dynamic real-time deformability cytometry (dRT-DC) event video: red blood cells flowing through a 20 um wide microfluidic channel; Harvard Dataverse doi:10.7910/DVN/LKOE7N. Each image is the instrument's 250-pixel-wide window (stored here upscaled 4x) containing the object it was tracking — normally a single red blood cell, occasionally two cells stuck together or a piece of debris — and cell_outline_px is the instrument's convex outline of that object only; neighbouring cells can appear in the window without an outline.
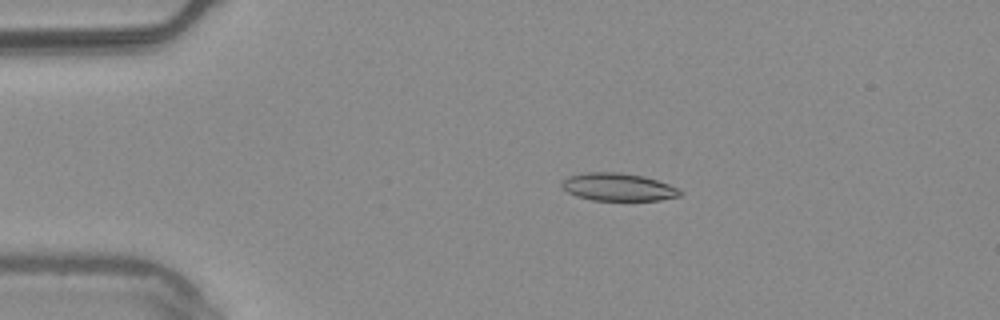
{"species": "common noctule bat (a hibernating species)", "species_latin": "Nyctalus noctula", "temperature_condition": "warm", "stored_images_in_passage": 46, "camera_frame_rate_fps": 3000, "um_per_image_px": 0.085, "animal": {"sex": "male", "body_mass_g": 20.4}, "frame": {"image": 1, "passage_image": 3, "time_ms": 0.667, "image_size_px": [1000, 320], "cell_outline_px": [[684, 192], [680, 196], [660, 200], [592, 200], [576, 196], [568, 192], [560, 184], [568, 176], [584, 172], [620, 172], [644, 176], [668, 184]], "centroid_in_image_um": [52.53, 15.89], "position_along_channel_um": 32.5, "area_um2": 19.07}}
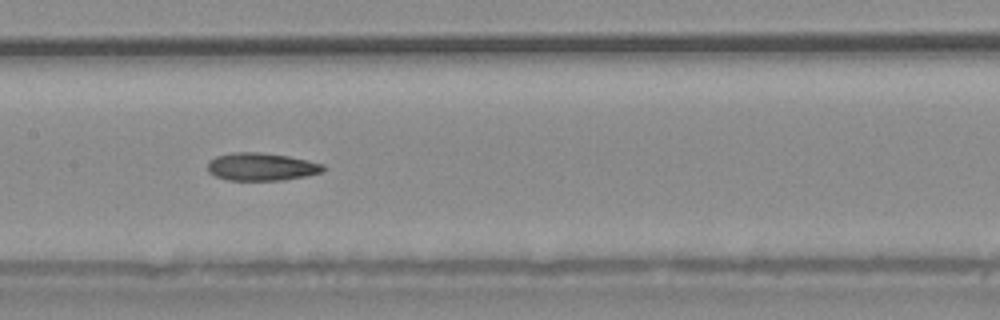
{"frame": {"image": 2, "passage_image": 19, "time_ms": 6.0, "image_size_px": [1000, 320], "cell_outline_px": [[324, 172], [308, 176], [284, 180], [228, 180], [216, 176], [208, 172], [208, 160], [216, 156], [232, 152], [260, 152], [288, 156], [324, 164]], "centroid_in_image_um": [22.22, 14.17], "position_along_channel_um": 185.2, "area_um2": 18.84}}
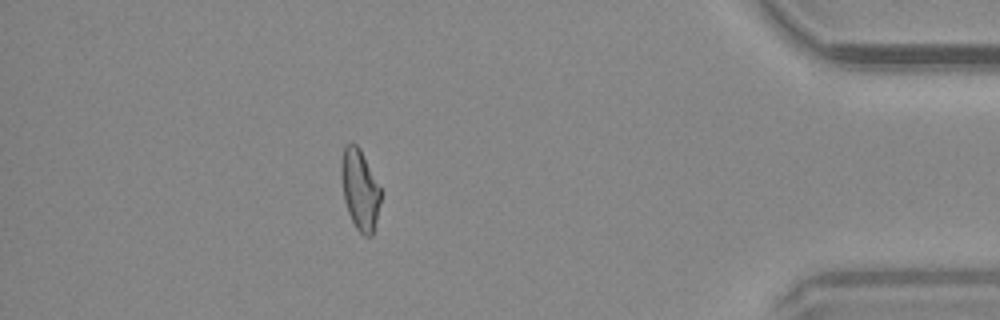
{"frame": {"image": 3, "passage_image": 40, "time_ms": 13.0, "image_size_px": [1000, 320], "cell_outline_px": [[380, 200], [376, 220], [372, 236], [364, 236], [356, 228], [348, 212], [344, 200], [340, 176], [340, 164], [344, 148], [352, 140], [360, 148], [380, 188]], "centroid_in_image_um": [30.56, 16.09], "position_along_channel_um": 404.6, "area_um2": 18.38}, "authors_computed_cell_mechanics": {"area_um2": 18.8428, "velocity_mm_per_s": 3.7668, "shape_relaxation_time_tau1_ms": null, "shape_relaxation_time_tau2_ms": 2.0199, "deformation_change_tau1": null, "deformation_change_tau2": 0.0934}}